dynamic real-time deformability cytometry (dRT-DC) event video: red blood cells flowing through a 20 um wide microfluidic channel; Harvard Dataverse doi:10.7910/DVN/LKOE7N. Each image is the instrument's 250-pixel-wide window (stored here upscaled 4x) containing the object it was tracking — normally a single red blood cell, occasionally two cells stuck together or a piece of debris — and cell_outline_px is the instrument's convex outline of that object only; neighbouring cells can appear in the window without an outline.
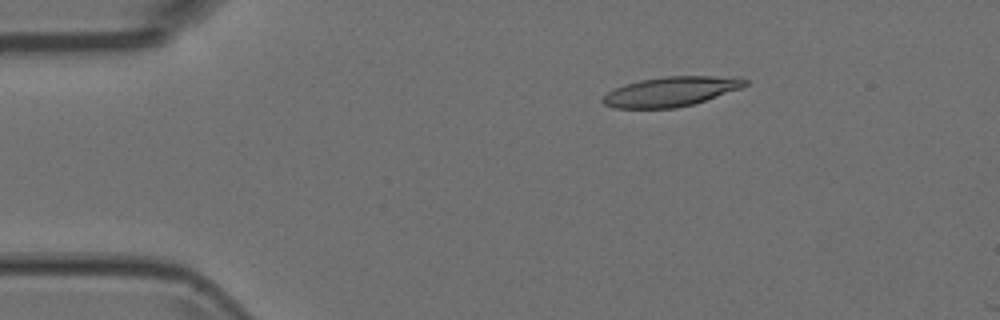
{"species": "Egyptian fruit bat (a non-hibernating species)", "species_latin": "Rousettus aegyptiacus", "temperature_condition": "room temperature", "stored_images_in_passage": 7, "camera_frame_rate_fps": 3000, "um_per_image_px": 0.085, "animal": {"sex": "female"}, "frame": {"image": 1, "passage_image": 3, "time_ms": 0.667, "image_size_px": [1000, 320], "cell_outline_px": [[748, 84], [740, 88], [692, 104], [676, 108], [616, 108], [604, 104], [600, 100], [608, 92], [624, 84], [640, 80], [664, 76], [712, 76], [748, 80]], "centroid_in_image_um": [56.95, 7.78], "position_along_channel_um": 28.0, "area_um2": 24.1}}
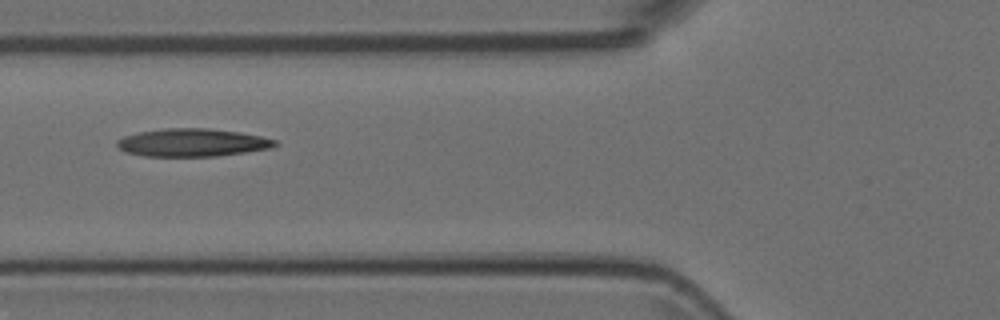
{"frame": {"image": 2, "passage_image": 6, "time_ms": 1.667, "image_size_px": [1000, 320], "cell_outline_px": [[280, 144], [272, 148], [216, 156], [144, 156], [124, 152], [116, 144], [116, 140], [124, 136], [140, 132], [164, 128], [208, 128], [240, 132], [260, 136], [276, 140]], "centroid_in_image_um": [16.35, 12.12], "position_along_channel_um": 109.4, "area_um2": 25.72}}
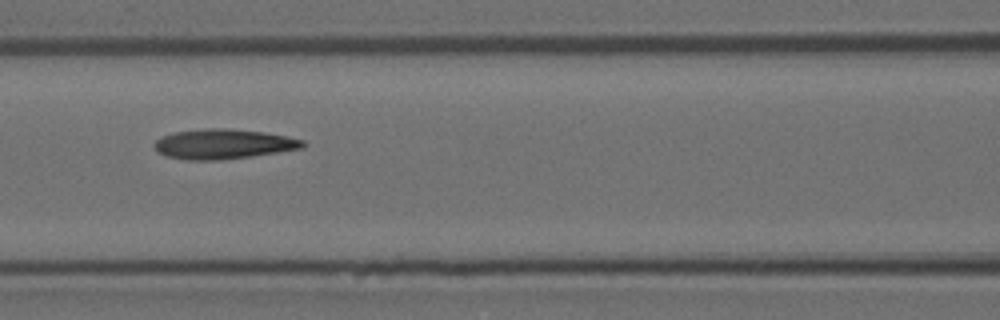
{"frame": {"image": 3, "passage_image": 7, "time_ms": 2.0, "image_size_px": [1000, 320], "cell_outline_px": [[308, 144], [304, 148], [220, 160], [188, 160], [164, 156], [156, 152], [152, 144], [160, 136], [172, 132], [208, 128], [224, 128], [264, 132], [288, 136], [304, 140]], "centroid_in_image_um": [18.94, 12.24], "position_along_channel_um": 147.7, "area_um2": 26.07}}